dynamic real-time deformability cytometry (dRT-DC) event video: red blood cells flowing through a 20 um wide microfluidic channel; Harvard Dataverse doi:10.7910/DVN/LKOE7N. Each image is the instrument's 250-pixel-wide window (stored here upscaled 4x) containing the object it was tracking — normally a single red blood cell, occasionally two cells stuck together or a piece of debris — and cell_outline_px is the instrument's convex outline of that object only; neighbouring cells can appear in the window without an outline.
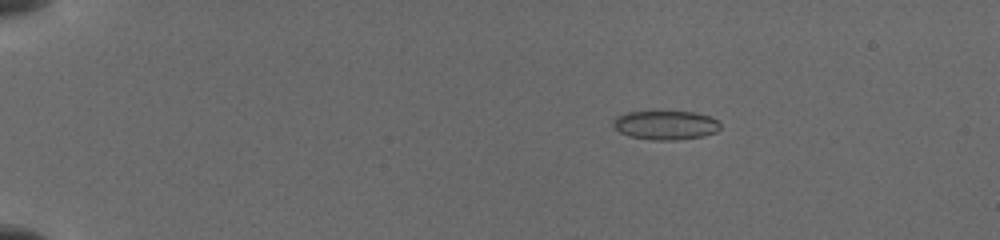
{"species": "common noctule bat (a hibernating species)", "species_latin": "Nyctalus noctula", "temperature_condition": "cold", "stored_images_in_passage": 55, "camera_frame_rate_fps": 3000, "um_per_image_px": 0.085, "animal": {"sex": "female", "body_mass_g": 19.5, "forearm_length_mm": 54.1}, "frame": {"image": 1, "passage_image": 7, "time_ms": 2.667, "image_size_px": [1000, 240], "cell_outline_px": [[720, 128], [716, 132], [704, 136], [676, 140], [652, 140], [628, 136], [620, 132], [612, 124], [612, 120], [616, 116], [624, 112], [692, 112], [712, 116], [720, 124]], "centroid_in_image_um": [56.56, 10.64], "position_along_channel_um": 28.4, "area_um2": 18.21}}
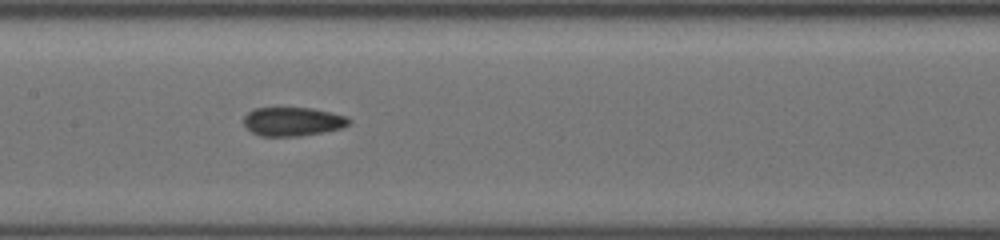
{"frame": {"image": 2, "passage_image": 33, "time_ms": 9.0, "image_size_px": [1000, 240], "cell_outline_px": [[352, 120], [348, 124], [340, 128], [324, 132], [300, 136], [260, 136], [252, 132], [244, 124], [244, 116], [252, 108], [312, 108], [332, 112], [348, 116]], "centroid_in_image_um": [24.9, 10.32], "position_along_channel_um": 182.5, "area_um2": 17.74}}
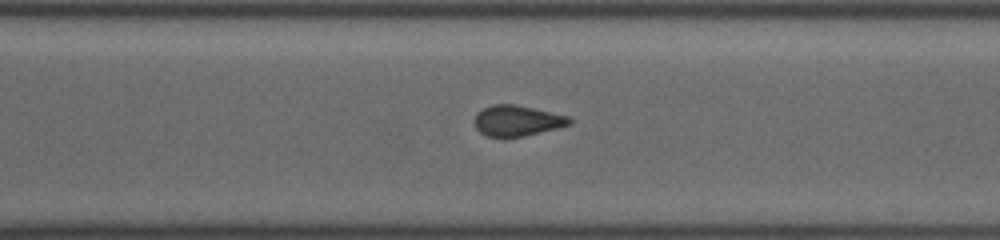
{"frame": {"image": 3, "passage_image": 54, "time_ms": 12.667, "image_size_px": [1000, 240], "cell_outline_px": [[572, 124], [524, 136], [488, 136], [480, 132], [476, 128], [472, 120], [476, 112], [492, 104], [516, 104], [568, 116], [572, 120]], "centroid_in_image_um": [43.92, 10.24], "position_along_channel_um": 326.7, "area_um2": 16.94}}